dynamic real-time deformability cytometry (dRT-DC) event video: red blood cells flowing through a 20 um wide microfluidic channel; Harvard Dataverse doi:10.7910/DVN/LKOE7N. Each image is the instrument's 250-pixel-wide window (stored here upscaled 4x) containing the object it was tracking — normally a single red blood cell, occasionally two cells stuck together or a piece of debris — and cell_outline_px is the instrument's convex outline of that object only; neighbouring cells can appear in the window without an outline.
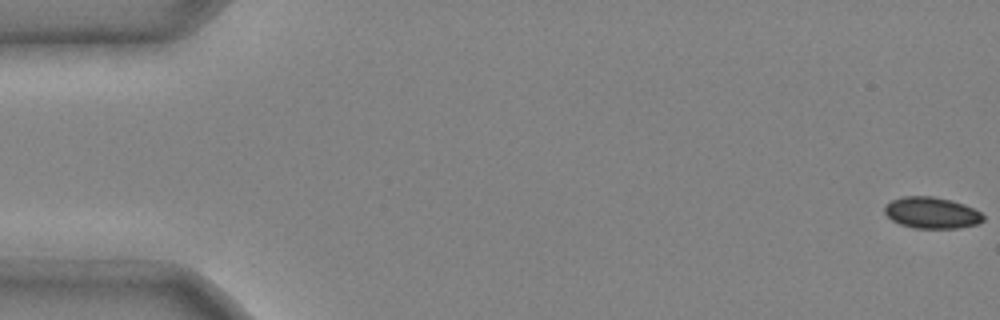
{"species": "common noctule bat (a hibernating species)", "species_latin": "Nyctalus noctula", "temperature_condition": "cold", "stored_images_in_passage": 4, "camera_frame_rate_fps": 3000, "um_per_image_px": 0.085, "animal": {"sex": "male", "body_mass_g": 20.4}, "frame": {"image": 1, "passage_image": 1, "time_ms": 0.0, "image_size_px": [1000, 320], "cell_outline_px": [[984, 220], [976, 224], [960, 228], [912, 228], [900, 224], [892, 220], [884, 212], [884, 204], [892, 200], [904, 196], [932, 196], [952, 200], [964, 204], [980, 212], [984, 216]], "centroid_in_image_um": [79.17, 18.08], "position_along_channel_um": 5.8, "area_um2": 18.09}}